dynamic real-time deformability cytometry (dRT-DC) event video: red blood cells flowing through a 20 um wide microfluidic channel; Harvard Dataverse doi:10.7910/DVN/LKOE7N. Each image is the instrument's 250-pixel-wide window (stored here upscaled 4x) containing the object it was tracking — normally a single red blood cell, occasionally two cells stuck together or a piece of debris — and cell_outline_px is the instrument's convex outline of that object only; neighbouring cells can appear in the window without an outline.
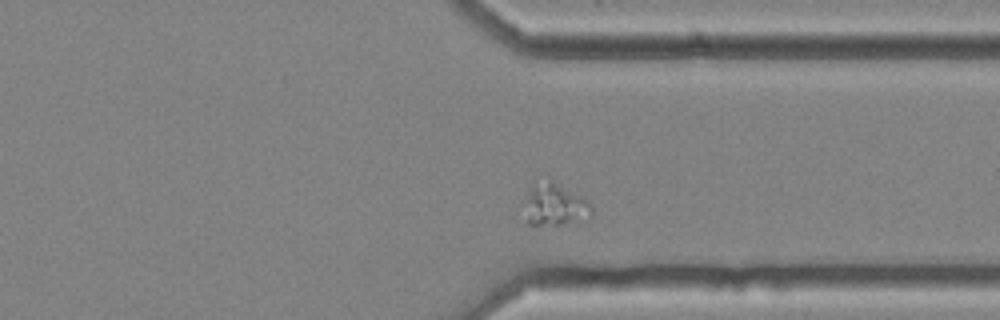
{"species": "common noctule bat (a hibernating species)", "species_latin": "Nyctalus noctula", "temperature_condition": "cold", "stored_images_in_passage": 34, "camera_frame_rate_fps": 3000, "um_per_image_px": 0.085, "animal": {"sex": "female", "body_mass_g": 25.1}, "frame": {"image": 1, "passage_image": 29, "time_ms": 9.333, "image_size_px": [1000, 320], "cell_outline_px": [[592, 216], [560, 224], [528, 224], [528, 192], [532, 180], [548, 176], [580, 196], [592, 208]], "centroid_in_image_um": [47.14, 17.29], "position_along_channel_um": 364.3, "area_um2": 16.18}}
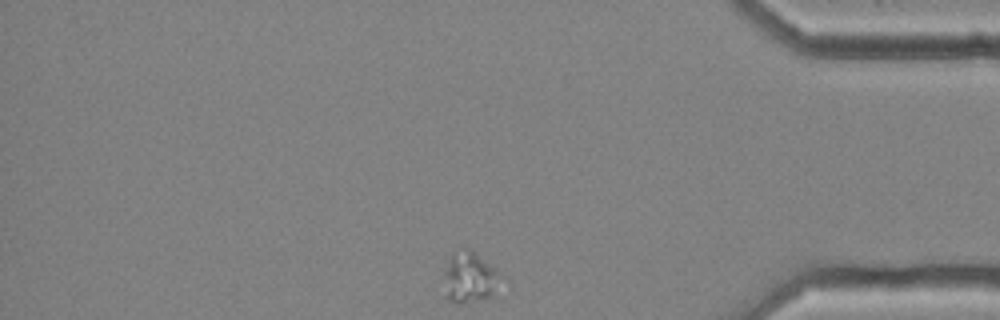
{"frame": {"image": 2, "passage_image": 34, "time_ms": 11.0, "image_size_px": [1000, 320], "cell_outline_px": [[512, 288], [476, 300], [460, 304], [444, 300], [444, 272], [452, 256], [468, 248], [496, 268], [508, 280]], "centroid_in_image_um": [40.1, 23.68], "position_along_channel_um": 395.1, "area_um2": 17.74}}